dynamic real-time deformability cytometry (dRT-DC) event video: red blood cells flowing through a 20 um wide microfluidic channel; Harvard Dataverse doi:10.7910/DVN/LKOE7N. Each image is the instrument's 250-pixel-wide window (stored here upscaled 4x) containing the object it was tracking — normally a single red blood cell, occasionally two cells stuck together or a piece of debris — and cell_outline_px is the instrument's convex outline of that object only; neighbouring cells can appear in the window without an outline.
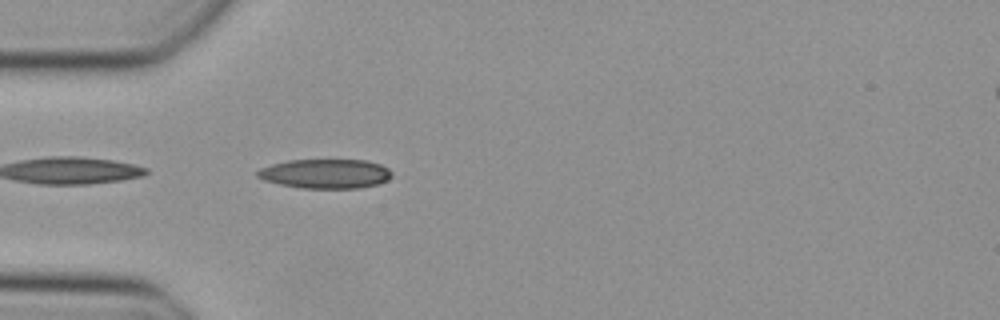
{"species": "Egyptian fruit bat (a non-hibernating species)", "species_latin": "Rousettus aegyptiacus", "temperature_condition": "cold", "stored_images_in_passage": 35, "camera_frame_rate_fps": 3000, "um_per_image_px": 0.085, "animal": {"sex": "female"}, "frame": {"image": 1, "passage_image": 1, "time_ms": 0.0, "image_size_px": [1000, 320], "cell_outline_px": [[392, 176], [388, 180], [376, 184], [360, 188], [300, 188], [280, 184], [264, 180], [256, 176], [256, 172], [260, 168], [272, 164], [288, 160], [368, 160], [380, 164], [388, 168], [392, 172]], "centroid_in_image_um": [27.67, 14.76], "position_along_channel_um": 57.3, "area_um2": 23.06}}
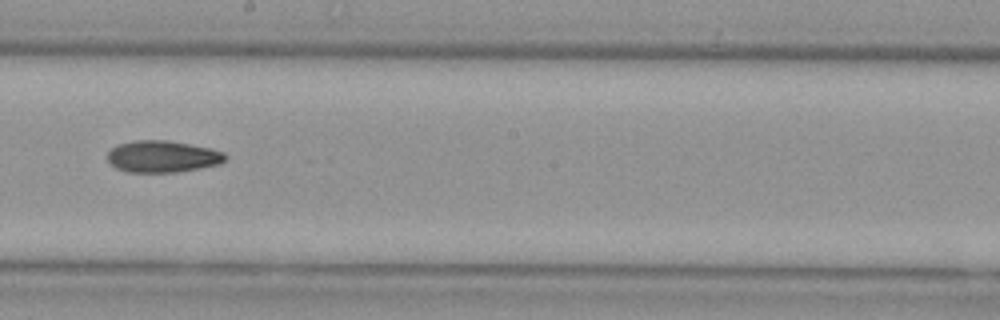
{"frame": {"image": 2, "passage_image": 14, "time_ms": 4.333, "image_size_px": [1000, 320], "cell_outline_px": [[228, 156], [220, 164], [200, 168], [176, 172], [128, 172], [116, 168], [108, 160], [108, 152], [116, 144], [132, 140], [168, 140], [212, 148], [224, 152]], "centroid_in_image_um": [13.82, 13.29], "position_along_channel_um": 234.4, "area_um2": 21.96}}
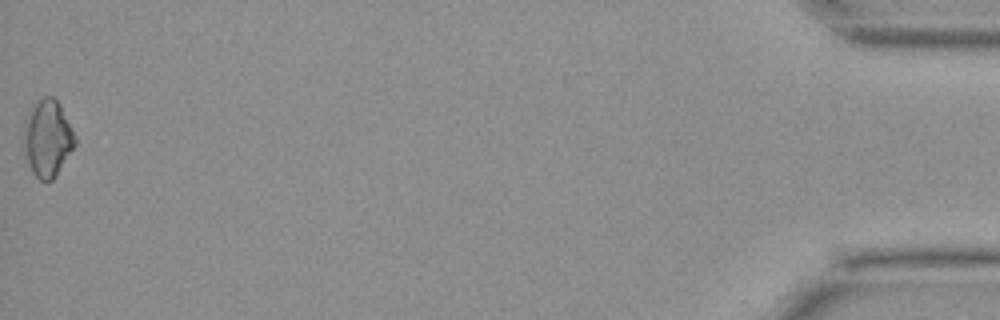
{"frame": {"image": 3, "passage_image": 35, "time_ms": 11.333, "image_size_px": [1000, 320], "cell_outline_px": [[76, 144], [52, 180], [40, 180], [32, 172], [28, 160], [24, 140], [24, 120], [32, 104], [44, 96], [52, 96], [60, 104], [76, 136]], "centroid_in_image_um": [4.05, 11.7], "position_along_channel_um": 431.2, "area_um2": 22.66}}